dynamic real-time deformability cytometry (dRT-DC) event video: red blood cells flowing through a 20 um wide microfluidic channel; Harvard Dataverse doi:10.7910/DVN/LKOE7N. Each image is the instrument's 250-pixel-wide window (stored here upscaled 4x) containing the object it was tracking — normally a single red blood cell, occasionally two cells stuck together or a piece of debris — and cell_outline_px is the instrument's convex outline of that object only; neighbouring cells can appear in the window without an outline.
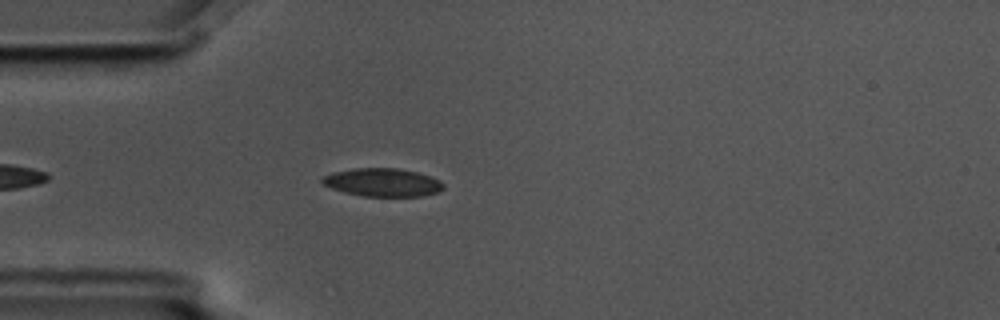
{"species": "common noctule bat (a hibernating species)", "species_latin": "Nyctalus noctula", "temperature_condition": "cold", "stored_images_in_passage": 4, "camera_frame_rate_fps": 3000, "um_per_image_px": 0.085, "animal": {"sex": "male", "body_mass_g": 17.5, "forearm_length_mm": 52.3}, "frame": {"image": 1, "passage_image": 4, "time_ms": 1.0, "image_size_px": [1000, 320], "cell_outline_px": [[444, 188], [440, 192], [420, 196], [364, 196], [344, 192], [332, 188], [324, 184], [320, 180], [324, 176], [332, 172], [356, 168], [396, 168], [416, 172], [432, 176], [440, 180], [444, 184]], "centroid_in_image_um": [32.56, 15.5], "position_along_channel_um": 52.4, "area_um2": 19.88}}